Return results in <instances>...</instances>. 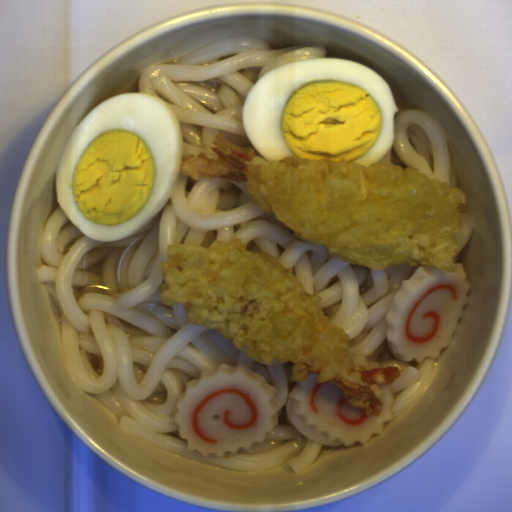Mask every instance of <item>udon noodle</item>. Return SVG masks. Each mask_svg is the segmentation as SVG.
<instances>
[{
    "label": "udon noodle",
    "mask_w": 512,
    "mask_h": 512,
    "mask_svg": "<svg viewBox=\"0 0 512 512\" xmlns=\"http://www.w3.org/2000/svg\"><path fill=\"white\" fill-rule=\"evenodd\" d=\"M248 182L224 177L192 180L179 175L169 196L148 223L119 241L86 236L59 205L47 218L39 249L40 282L60 314L61 355L80 391L121 420L142 442L203 464L252 470L290 463L299 472L312 462L326 434L307 427L295 412L293 363L260 364L219 330L190 322L184 304L162 302V264L171 244L198 245L239 238L248 250L264 252L292 269L304 291L316 293L322 313L348 336L350 358L360 367H398L385 383L393 416L431 386L438 357L403 361L389 351L388 316L404 281L417 268L372 269L331 255L325 244L297 236L252 198ZM240 365L265 377L278 390L279 425L252 448L202 456L178 435L174 415L187 382L218 365Z\"/></svg>",
    "instance_id": "d5520da0"
},
{
    "label": "udon noodle",
    "mask_w": 512,
    "mask_h": 512,
    "mask_svg": "<svg viewBox=\"0 0 512 512\" xmlns=\"http://www.w3.org/2000/svg\"><path fill=\"white\" fill-rule=\"evenodd\" d=\"M326 47L275 49L258 37L238 36L195 49L176 59L144 68L137 92L158 95L173 109L182 132V160L204 154L216 159L213 140L221 132L242 151L254 147L242 122L250 88L263 75L284 65L326 58Z\"/></svg>",
    "instance_id": "a0691cae"
},
{
    "label": "udon noodle",
    "mask_w": 512,
    "mask_h": 512,
    "mask_svg": "<svg viewBox=\"0 0 512 512\" xmlns=\"http://www.w3.org/2000/svg\"><path fill=\"white\" fill-rule=\"evenodd\" d=\"M372 165L415 168L450 189L458 186L451 141L443 126L425 112L397 108L393 143Z\"/></svg>",
    "instance_id": "8dc81ce9"
}]
</instances>
